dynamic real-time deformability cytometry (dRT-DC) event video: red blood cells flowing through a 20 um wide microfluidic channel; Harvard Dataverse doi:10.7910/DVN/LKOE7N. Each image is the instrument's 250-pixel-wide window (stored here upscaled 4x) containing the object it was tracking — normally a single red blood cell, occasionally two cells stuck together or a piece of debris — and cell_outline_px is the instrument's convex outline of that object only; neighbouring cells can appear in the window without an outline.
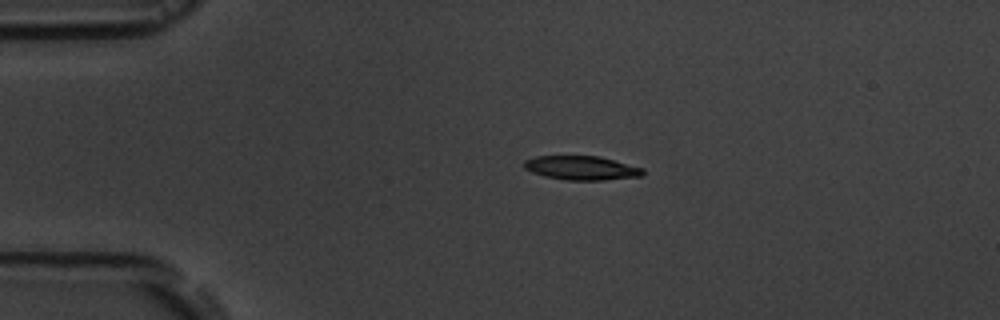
{"species": "common noctule bat (a hibernating species)", "species_latin": "Nyctalus noctula", "temperature_condition": "room temperature", "stored_images_in_passage": 3, "segment_of_instrument_passage": [1, 2], "camera_frame_rate_fps": 3000, "um_per_image_px": 0.085, "animal": {"sex": "male", "body_mass_g": 19.5, "forearm_length_mm": 54.6}, "frame": {"image": 1, "passage_image": 1, "time_ms": 0.0, "image_size_px": [1000, 320], "cell_outline_px": [[644, 176], [604, 180], [568, 180], [544, 176], [532, 172], [524, 168], [524, 160], [536, 156], [600, 156], [644, 168]], "centroid_in_image_um": [49.46, 14.27], "position_along_channel_um": 35.5, "area_um2": 16.7}}